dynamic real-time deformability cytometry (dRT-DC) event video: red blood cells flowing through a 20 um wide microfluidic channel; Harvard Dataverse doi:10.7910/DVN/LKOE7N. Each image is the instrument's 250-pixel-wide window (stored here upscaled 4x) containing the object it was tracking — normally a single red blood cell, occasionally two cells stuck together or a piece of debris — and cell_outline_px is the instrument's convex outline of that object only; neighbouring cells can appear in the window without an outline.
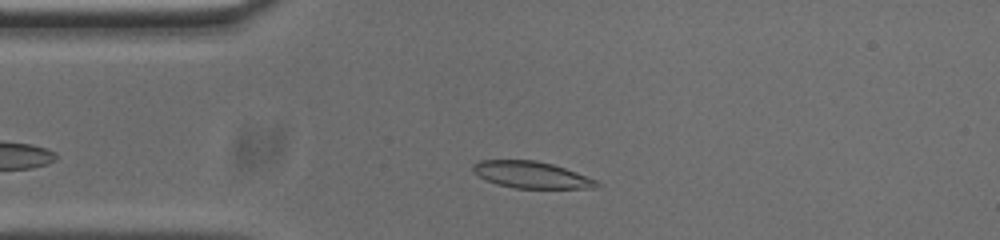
{"species": "common noctule bat (a hibernating species)", "species_latin": "Nyctalus noctula", "temperature_condition": "cold", "stored_images_in_passage": 49, "camera_frame_rate_fps": 3000, "um_per_image_px": 0.085, "animal": {"sex": "male", "body_mass_g": 20.0, "forearm_length_mm": 53.3}, "frame": {"image": 1, "passage_image": 7, "time_ms": 2.0, "image_size_px": [1000, 240], "cell_outline_px": [[600, 184], [596, 188], [516, 188], [496, 184], [484, 180], [472, 172], [472, 164], [480, 160], [536, 160], [552, 164], [576, 172], [596, 180]], "centroid_in_image_um": [45.11, 14.86], "position_along_channel_um": 39.9, "area_um2": 19.31}}
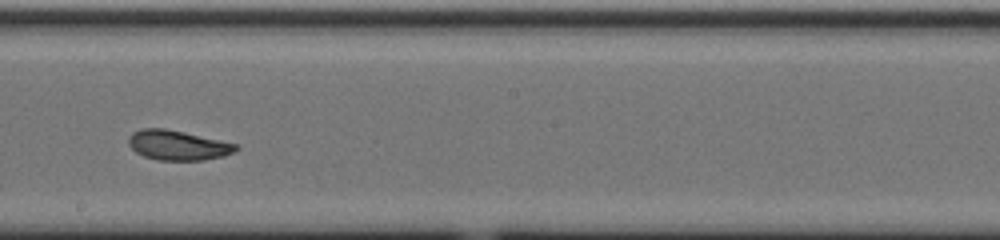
{"frame": {"image": 2, "passage_image": 24, "time_ms": 7.667, "image_size_px": [1000, 240], "cell_outline_px": [[240, 148], [224, 156], [204, 160], [156, 160], [144, 156], [136, 152], [128, 144], [128, 136], [132, 132], [140, 128], [164, 128], [184, 132], [236, 144]], "centroid_in_image_um": [15.07, 12.34], "position_along_channel_um": 233.1, "area_um2": 18.61}}
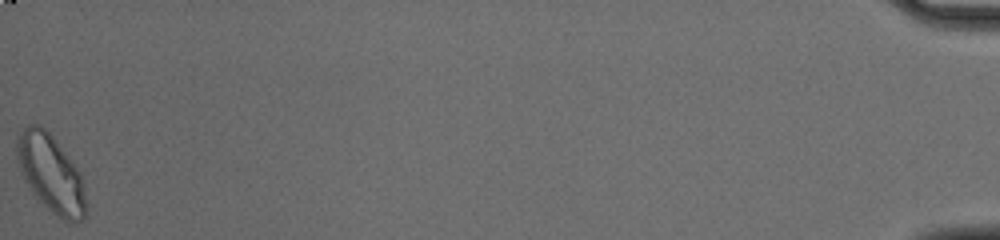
{"frame": {"image": 3, "passage_image": 49, "time_ms": 16.0, "image_size_px": [1000, 240], "cell_outline_px": [[88, 204], [84, 216], [76, 224], [72, 224], [64, 220], [52, 212], [32, 192], [24, 180], [16, 156], [16, 136], [28, 124], [40, 124], [52, 136], [68, 156], [80, 172]], "centroid_in_image_um": [4.33, 14.76], "position_along_channel_um": 430.9, "area_um2": 31.21}, "authors_computed_cell_mechanics": {"area_um2": 19.4208, "velocity_mm_per_s": 3.7194, "shape_relaxation_time_tau1_ms": 5.8697, "shape_relaxation_time_tau2_ms": 2.3357, "deformation_change_tau1": 0.1589, "deformation_change_tau2": 0.0712}}